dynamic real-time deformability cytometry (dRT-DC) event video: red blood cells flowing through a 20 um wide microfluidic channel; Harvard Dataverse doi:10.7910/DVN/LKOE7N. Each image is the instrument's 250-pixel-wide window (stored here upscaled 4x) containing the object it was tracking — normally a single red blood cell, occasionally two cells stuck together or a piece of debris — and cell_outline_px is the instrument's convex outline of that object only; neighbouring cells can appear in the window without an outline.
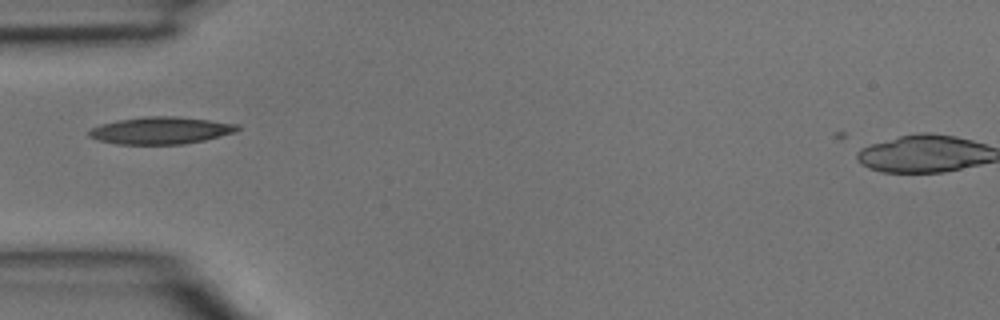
{"species": "common noctule bat (a hibernating species)", "species_latin": "Nyctalus noctula", "temperature_condition": "room temperature", "stored_images_in_passage": 1, "camera_frame_rate_fps": 3000, "um_per_image_px": 0.085, "animal": {"sex": "male", "body_mass_g": 15.6}, "frame": {"image": 1, "passage_image": 1, "time_ms": 0.0, "image_size_px": [1000, 320], "cell_outline_px": [[240, 128], [236, 132], [204, 140], [184, 144], [116, 144], [100, 140], [88, 136], [88, 132], [92, 128], [100, 124], [116, 120], [144, 116], [176, 116], [240, 124]], "centroid_in_image_um": [13.67, 11.08], "position_along_channel_um": 71.3, "area_um2": 23.52}}